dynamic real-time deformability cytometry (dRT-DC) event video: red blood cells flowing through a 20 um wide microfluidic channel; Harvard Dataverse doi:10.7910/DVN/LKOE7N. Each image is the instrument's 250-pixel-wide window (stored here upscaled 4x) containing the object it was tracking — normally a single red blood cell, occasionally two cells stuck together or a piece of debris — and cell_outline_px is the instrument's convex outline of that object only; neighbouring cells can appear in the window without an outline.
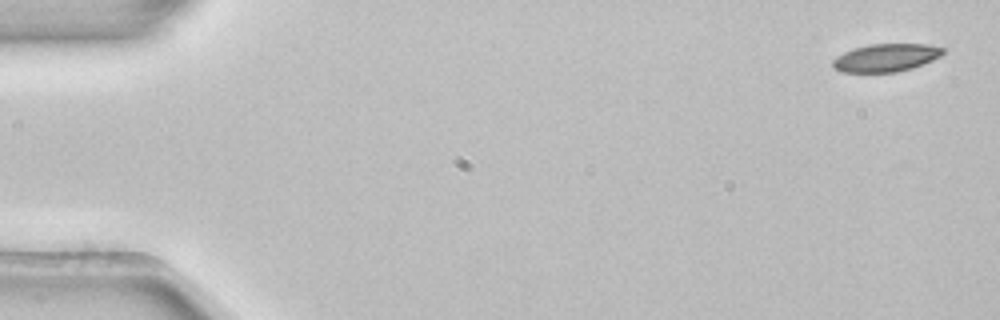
{"species": "common noctule bat (a hibernating species)", "species_latin": "Nyctalus noctula", "temperature_condition": "room temperature", "stored_images_in_passage": 4, "camera_frame_rate_fps": 3000, "um_per_image_px": 0.085, "animal": {"sex": "female", "body_mass_g": 22.7, "forearm_length_mm": 54.2}, "frame": {"image": 1, "passage_image": 1, "time_ms": 0.0, "image_size_px": [1000, 320], "cell_outline_px": [[944, 52], [940, 56], [932, 60], [912, 68], [896, 72], [840, 72], [832, 64], [832, 60], [836, 56], [844, 52], [856, 48], [872, 44], [928, 44], [944, 48]], "centroid_in_image_um": [75.31, 4.9], "position_along_channel_um": 9.7, "area_um2": 17.74}}